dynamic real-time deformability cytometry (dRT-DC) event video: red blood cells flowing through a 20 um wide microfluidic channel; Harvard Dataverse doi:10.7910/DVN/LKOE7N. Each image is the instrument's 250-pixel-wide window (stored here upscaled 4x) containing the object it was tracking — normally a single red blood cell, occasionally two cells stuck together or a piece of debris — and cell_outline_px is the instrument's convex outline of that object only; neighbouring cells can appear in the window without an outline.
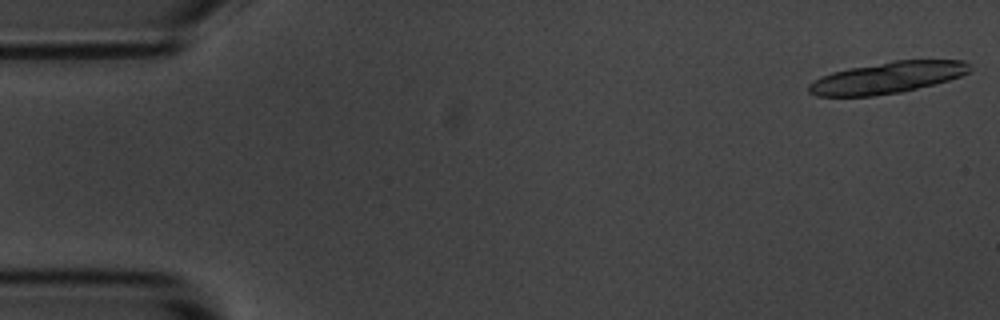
{"species": "common noctule bat (a hibernating species)", "species_latin": "Nyctalus noctula", "temperature_condition": "room temperature", "stored_images_in_passage": 9, "camera_frame_rate_fps": 3000, "um_per_image_px": 0.085, "animal": {"sex": "male", "body_mass_g": 20.1, "forearm_length_mm": 53.5}, "frame": {"image": 1, "passage_image": 1, "time_ms": 0.0, "image_size_px": [1000, 320], "cell_outline_px": [[972, 68], [968, 72], [960, 76], [948, 80], [900, 92], [872, 96], [816, 96], [808, 92], [808, 84], [820, 76], [832, 72], [848, 68], [896, 60], [964, 60]], "centroid_in_image_um": [75.38, 6.6], "position_along_channel_um": 9.6, "area_um2": 29.36}}
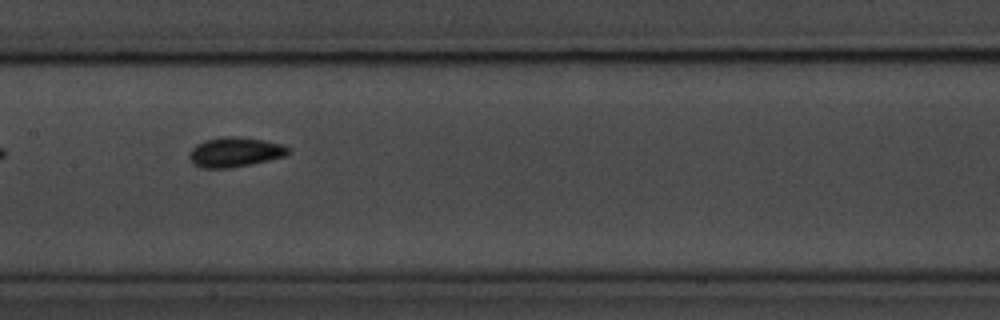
{"frame": {"image": 2, "passage_image": 8, "time_ms": 8.667, "image_size_px": [1000, 320], "cell_outline_px": [[292, 152], [284, 156], [252, 164], [232, 168], [200, 168], [192, 164], [188, 156], [192, 148], [196, 144], [204, 140], [220, 136], [236, 136], [264, 140], [284, 144]], "centroid_in_image_um": [19.95, 12.93], "position_along_channel_um": 187.5, "area_um2": 17.46}}
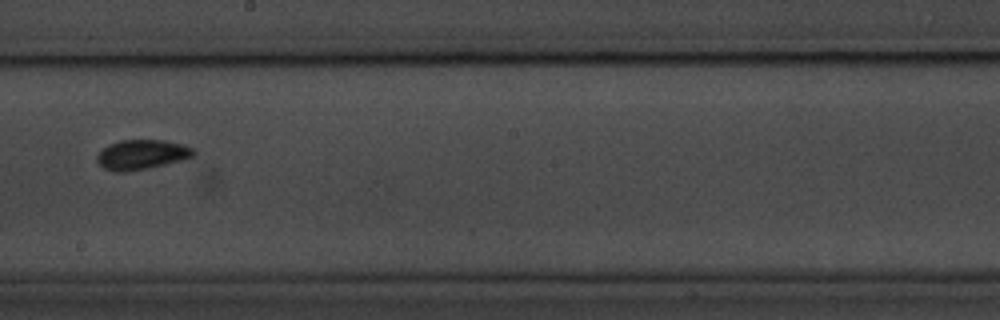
{"frame": {"image": 3, "passage_image": 9, "time_ms": 10.0, "image_size_px": [1000, 320], "cell_outline_px": [[196, 152], [192, 156], [184, 160], [148, 168], [124, 172], [116, 172], [104, 168], [96, 160], [96, 156], [108, 144], [120, 140], [164, 140], [184, 144], [192, 148]], "centroid_in_image_um": [12.06, 13.13], "position_along_channel_um": 236.1, "area_um2": 16.76}}